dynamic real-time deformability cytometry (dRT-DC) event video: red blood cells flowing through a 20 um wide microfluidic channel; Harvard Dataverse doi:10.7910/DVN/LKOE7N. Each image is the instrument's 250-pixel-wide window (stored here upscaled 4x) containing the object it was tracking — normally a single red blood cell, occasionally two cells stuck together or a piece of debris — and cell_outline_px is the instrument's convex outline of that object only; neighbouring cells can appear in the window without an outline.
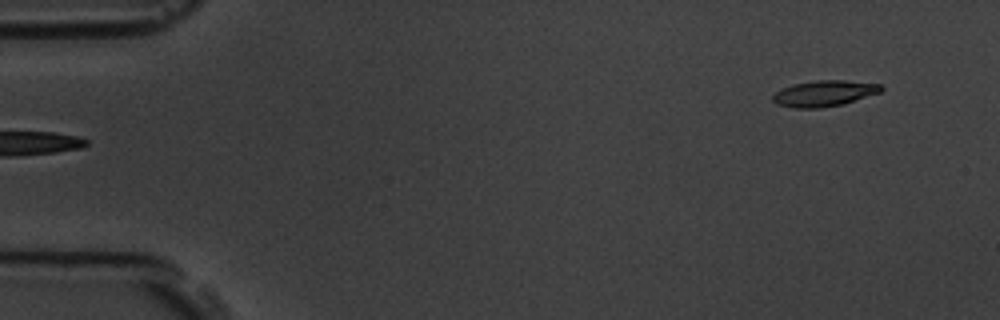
{"species": "common noctule bat (a hibernating species)", "species_latin": "Nyctalus noctula", "temperature_condition": "room temperature", "stored_images_in_passage": 4, "camera_frame_rate_fps": 3000, "um_per_image_px": 0.085, "animal": {"sex": "male", "body_mass_g": 19.5, "forearm_length_mm": 54.6}, "frame": {"image": 1, "passage_image": 1, "time_ms": 0.0, "image_size_px": [1000, 320], "cell_outline_px": [[884, 88], [880, 92], [844, 104], [816, 108], [792, 108], [776, 104], [772, 100], [772, 96], [780, 88], [792, 84], [816, 80], [844, 80], [884, 84]], "centroid_in_image_um": [70.05, 7.93], "position_along_channel_um": 15.0, "area_um2": 16.59}}
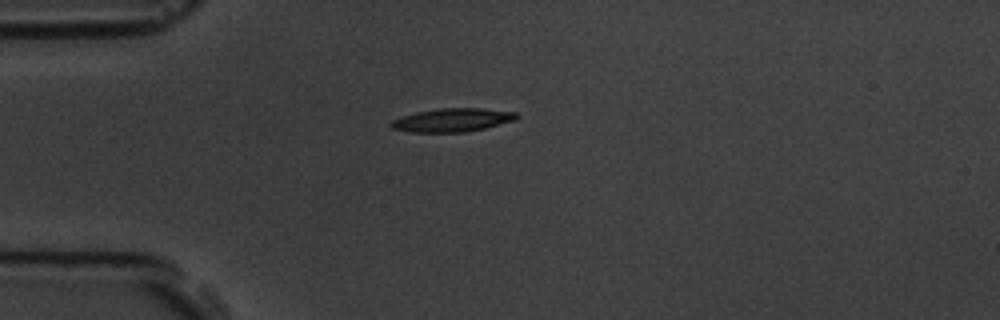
{"frame": {"image": 2, "passage_image": 4, "time_ms": 3.333, "image_size_px": [1000, 320], "cell_outline_px": [[520, 116], [516, 120], [484, 128], [464, 132], [412, 132], [392, 128], [388, 124], [392, 120], [416, 112], [440, 108], [480, 108], [516, 112]], "centroid_in_image_um": [38.47, 10.2], "position_along_channel_um": 46.5, "area_um2": 17.05}}